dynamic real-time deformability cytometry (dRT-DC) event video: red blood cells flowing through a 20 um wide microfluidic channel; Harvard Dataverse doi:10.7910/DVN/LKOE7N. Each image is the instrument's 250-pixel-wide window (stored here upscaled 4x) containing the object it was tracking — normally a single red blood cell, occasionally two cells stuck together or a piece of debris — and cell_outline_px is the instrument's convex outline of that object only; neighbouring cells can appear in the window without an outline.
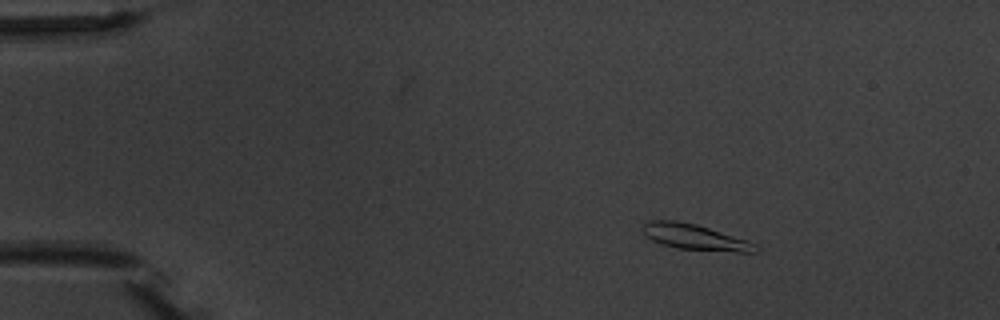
{"species": "common noctule bat (a hibernating species)", "species_latin": "Nyctalus noctula", "temperature_condition": "warm", "stored_images_in_passage": 6, "camera_frame_rate_fps": 3000, "um_per_image_px": 0.085, "animal": {"sex": "male", "body_mass_g": 20.1, "forearm_length_mm": 53.5}, "frame": {"image": 1, "passage_image": 1, "time_ms": 0.0, "image_size_px": [1000, 320], "cell_outline_px": [[760, 248], [756, 252], [736, 252], [676, 248], [660, 244], [644, 236], [640, 228], [644, 224], [652, 220], [676, 220], [696, 224], [748, 240], [756, 244]], "centroid_in_image_um": [59.04, 20.15], "position_along_channel_um": 26.0, "area_um2": 17.05}}
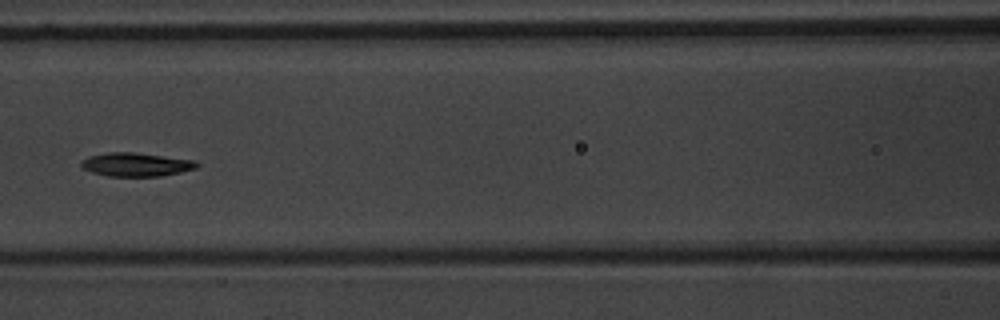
{"frame": {"image": 2, "passage_image": 6, "time_ms": 5.667, "image_size_px": [1000, 320], "cell_outline_px": [[200, 164], [196, 168], [180, 172], [160, 176], [108, 176], [92, 172], [84, 168], [80, 164], [80, 160], [88, 156], [108, 152], [132, 152], [196, 160]], "centroid_in_image_um": [11.56, 13.98], "position_along_channel_um": 155.0, "area_um2": 15.9}}